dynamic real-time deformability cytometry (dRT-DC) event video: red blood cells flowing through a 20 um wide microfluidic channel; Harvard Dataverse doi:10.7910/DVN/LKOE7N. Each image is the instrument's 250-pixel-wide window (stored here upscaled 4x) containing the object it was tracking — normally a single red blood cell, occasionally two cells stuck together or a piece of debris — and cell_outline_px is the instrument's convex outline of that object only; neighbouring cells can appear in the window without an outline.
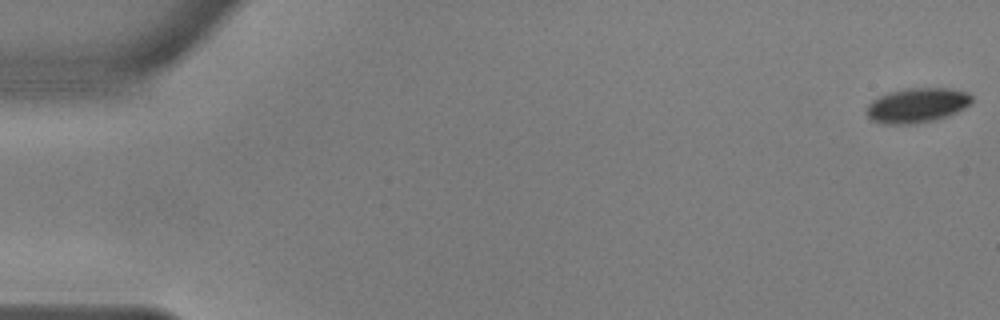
{"species": "common noctule bat (a hibernating species)", "species_latin": "Nyctalus noctula", "temperature_condition": "warm", "stored_images_in_passage": 56, "camera_frame_rate_fps": 3000, "um_per_image_px": 0.085, "animal": {"sex": "male", "body_mass_g": 17.9, "forearm_length_mm": 54.2}, "frame": {"image": 1, "passage_image": 1, "time_ms": 0.0, "image_size_px": [1000, 320], "cell_outline_px": [[972, 104], [948, 116], [936, 120], [916, 124], [880, 124], [872, 120], [864, 112], [868, 104], [872, 100], [888, 92], [908, 88], [948, 88], [968, 92], [972, 96]], "centroid_in_image_um": [77.94, 8.96], "position_along_channel_um": 7.1, "area_um2": 21.62}}
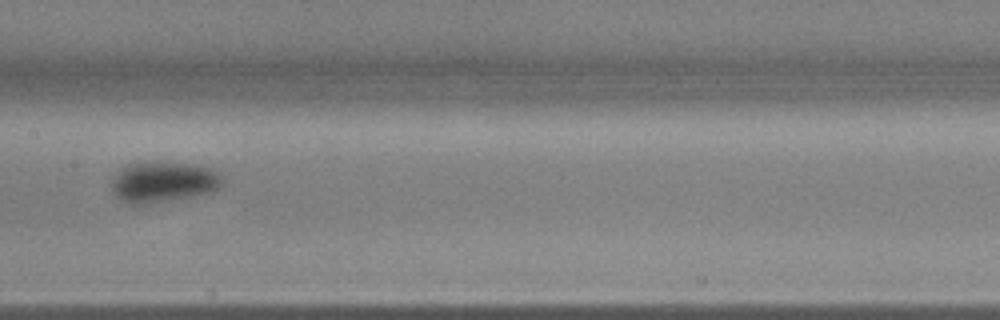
{"frame": {"image": 2, "passage_image": 29, "time_ms": 9.333, "image_size_px": [1000, 320], "cell_outline_px": [[224, 184], [220, 188], [212, 192], [192, 196], [144, 204], [128, 204], [120, 200], [112, 192], [112, 180], [116, 172], [120, 168], [128, 164], [144, 160], [160, 160], [192, 164], [212, 168], [220, 172], [224, 180]], "centroid_in_image_um": [13.89, 15.42], "position_along_channel_um": 193.5, "area_um2": 27.17}}
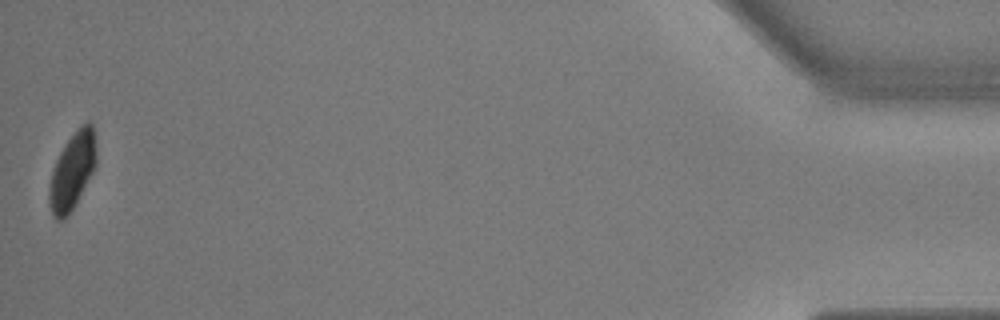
{"frame": {"image": 3, "passage_image": 56, "time_ms": 18.333, "image_size_px": [1000, 320], "cell_outline_px": [[96, 164], [92, 172], [72, 208], [64, 220], [56, 220], [52, 216], [48, 200], [48, 188], [52, 172], [56, 160], [60, 152], [68, 140], [80, 124], [88, 120], [92, 124], [96, 148]], "centroid_in_image_um": [6.12, 14.52], "position_along_channel_um": 429.1, "area_um2": 20.81}, "authors_computed_cell_mechanics": {"area_um2": 23.8136, "velocity_mm_per_s": 3.6153, "shape_relaxation_time_tau1_ms": 3.6288, "shape_relaxation_time_tau2_ms": null, "deformation_change_tau1": 0.1197, "deformation_change_tau2": null}}